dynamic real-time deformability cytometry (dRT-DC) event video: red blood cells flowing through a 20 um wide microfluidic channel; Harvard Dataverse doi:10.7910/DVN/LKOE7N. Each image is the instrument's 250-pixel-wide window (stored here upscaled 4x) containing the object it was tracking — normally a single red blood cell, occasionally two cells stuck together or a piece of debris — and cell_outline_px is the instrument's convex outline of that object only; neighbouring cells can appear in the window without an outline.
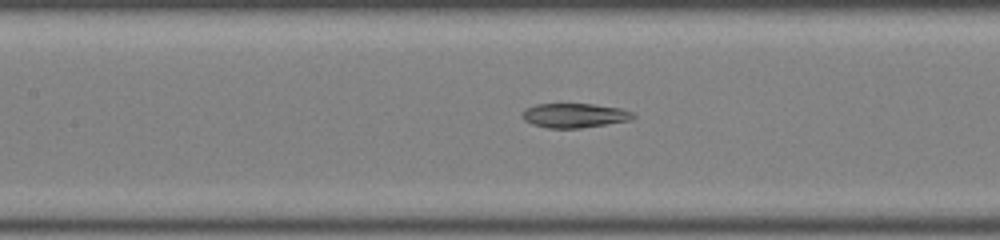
{"species": "common noctule bat (a hibernating species)", "species_latin": "Nyctalus noctula", "temperature_condition": "room temperature", "stored_images_in_passage": 50, "segment_of_instrument_passage": [2, 2], "camera_frame_rate_fps": 3000, "um_per_image_px": 0.085, "animal": {"sex": "male", "body_mass_g": 19.0, "forearm_length_mm": 50.8}, "frame": {"image": 1, "passage_image": 23, "time_ms": 7.333, "image_size_px": [1000, 240], "cell_outline_px": [[636, 116], [632, 120], [580, 128], [548, 128], [532, 124], [524, 120], [520, 116], [520, 112], [524, 108], [536, 104], [592, 104], [620, 108], [632, 112]], "centroid_in_image_um": [48.78, 9.81], "position_along_channel_um": 158.6, "area_um2": 15.9}}
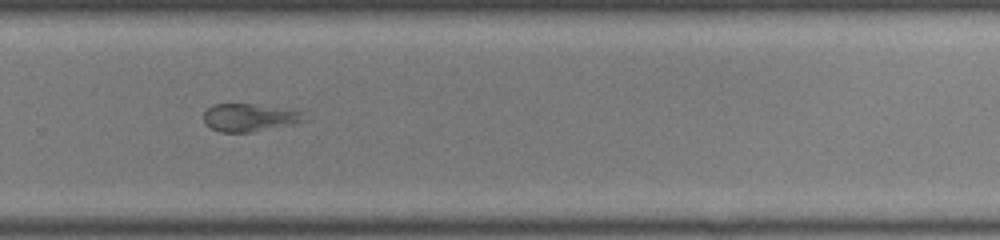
{"frame": {"image": 2, "passage_image": 34, "time_ms": 11.0, "image_size_px": [1000, 240], "cell_outline_px": [[308, 120], [292, 124], [252, 132], [220, 132], [204, 124], [204, 112], [212, 104], [256, 104], [304, 112]], "centroid_in_image_um": [21.2, 9.99], "position_along_channel_um": 308.6, "area_um2": 16.3}}
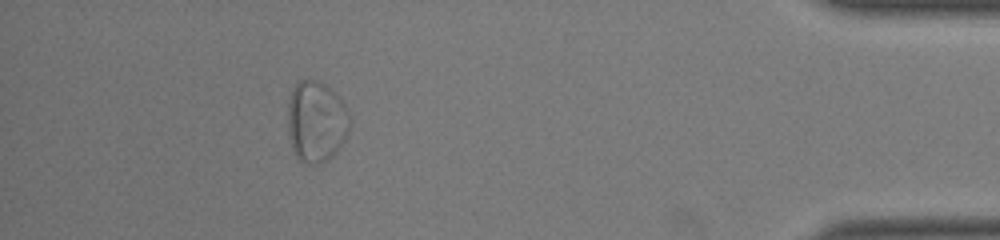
{"frame": {"image": 3, "passage_image": 45, "time_ms": 14.667, "image_size_px": [1000, 240], "cell_outline_px": [[348, 136], [336, 152], [328, 160], [320, 164], [308, 164], [300, 160], [292, 152], [288, 132], [288, 100], [292, 88], [300, 80], [316, 80], [324, 84], [344, 104], [348, 112]], "centroid_in_image_um": [26.84, 10.37], "position_along_channel_um": 408.4, "area_um2": 29.3}}